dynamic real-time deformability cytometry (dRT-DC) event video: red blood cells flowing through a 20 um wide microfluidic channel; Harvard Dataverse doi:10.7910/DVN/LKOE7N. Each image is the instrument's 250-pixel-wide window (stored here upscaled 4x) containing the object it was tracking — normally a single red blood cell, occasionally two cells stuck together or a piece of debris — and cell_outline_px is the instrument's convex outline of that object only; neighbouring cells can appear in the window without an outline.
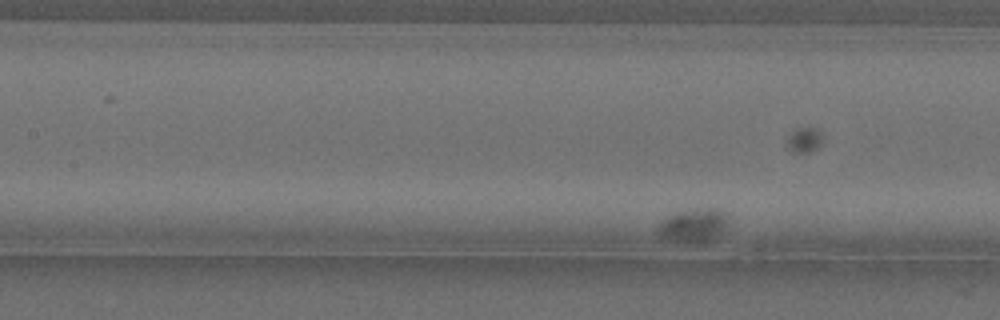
{"species": "Egyptian fruit bat (a non-hibernating species)", "species_latin": "Rousettus aegyptiacus", "temperature_condition": "cold", "stored_images_in_passage": 55, "segment_of_instrument_passage": [1, 2], "camera_frame_rate_fps": 3000, "um_per_image_px": 0.085, "animal": {"sex": "female"}, "frame": {"image": 1, "passage_image": 15, "time_ms": 4.667, "image_size_px": [1000, 320], "cell_outline_px": [[724, 224], [716, 236], [700, 244], [696, 244], [660, 236], [660, 224], [664, 220], [672, 216], [684, 212], [720, 212], [724, 216]], "centroid_in_image_um": [58.87, 19.26], "position_along_channel_um": 148.5, "area_um2": 11.62}}
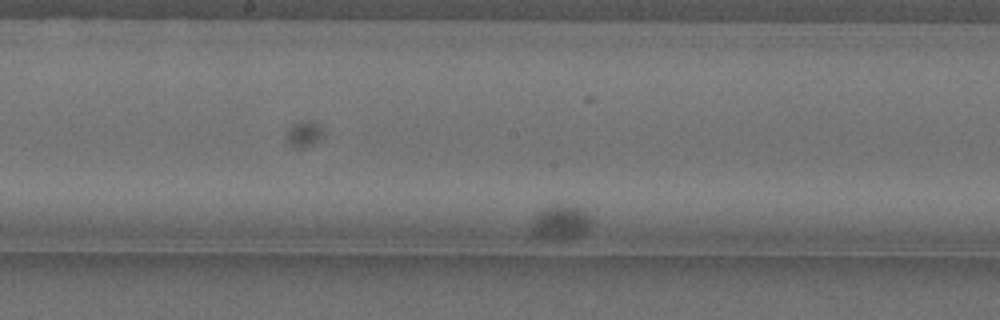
{"frame": {"image": 2, "passage_image": 22, "time_ms": 7.0, "image_size_px": [1000, 320], "cell_outline_px": [[588, 224], [584, 232], [572, 240], [532, 240], [532, 220], [544, 208], [556, 204], [560, 204], [576, 208], [584, 212], [588, 220]], "centroid_in_image_um": [47.51, 18.99], "position_along_channel_um": 200.7, "area_um2": 11.91}}
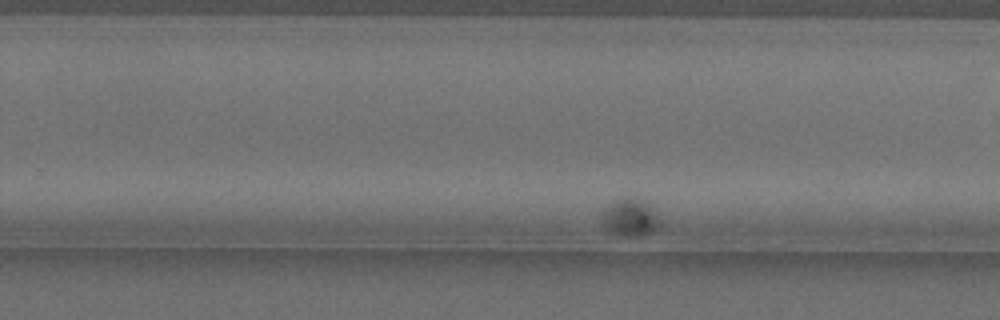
{"frame": {"image": 3, "passage_image": 32, "time_ms": 10.333, "image_size_px": [1000, 320], "cell_outline_px": [[660, 220], [656, 228], [652, 232], [640, 236], [620, 236], [604, 228], [600, 212], [620, 200], [640, 200]], "centroid_in_image_um": [53.49, 18.58], "position_along_channel_um": 276.3, "area_um2": 11.68}}